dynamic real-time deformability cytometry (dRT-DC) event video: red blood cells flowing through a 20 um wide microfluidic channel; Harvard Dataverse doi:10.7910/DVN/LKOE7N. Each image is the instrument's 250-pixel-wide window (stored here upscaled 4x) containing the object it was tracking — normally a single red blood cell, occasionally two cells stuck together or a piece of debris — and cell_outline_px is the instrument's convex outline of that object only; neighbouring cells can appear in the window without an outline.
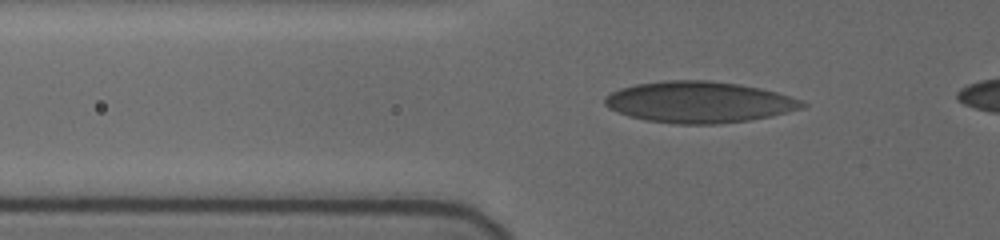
{"species": "human", "species_latin": "Homo sapiens", "temperature_condition": "cold", "stored_images_in_passage": 45, "camera_frame_rate_fps": 3000, "um_per_image_px": 0.085, "donor": {"sex": "female"}, "frame": {"image": 1, "passage_image": 12, "time_ms": 3.667, "image_size_px": [1000, 240], "cell_outline_px": [[808, 104], [804, 108], [768, 116], [748, 120], [716, 124], [676, 124], [648, 120], [628, 116], [608, 108], [604, 104], [604, 96], [620, 88], [636, 84], [668, 80], [708, 80], [740, 84], [760, 88], [776, 92], [800, 100]], "centroid_in_image_um": [59.39, 8.67], "position_along_channel_um": 66.4, "area_um2": 47.28}}
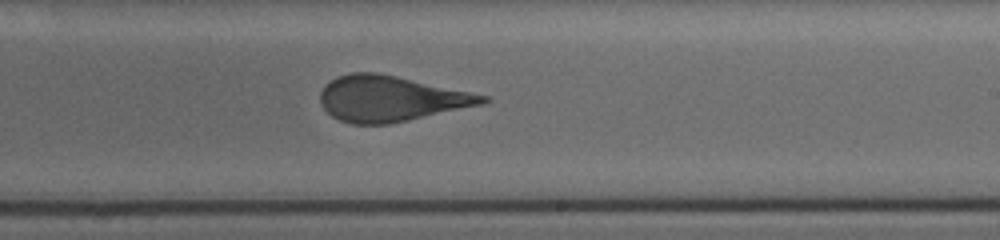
{"frame": {"image": 2, "passage_image": 28, "time_ms": 9.0, "image_size_px": [1000, 240], "cell_outline_px": [[492, 100], [484, 104], [408, 120], [388, 124], [352, 124], [340, 120], [332, 116], [320, 104], [320, 92], [324, 84], [336, 76], [352, 72], [376, 72], [396, 76], [488, 96]], "centroid_in_image_um": [33.17, 8.38], "position_along_channel_um": 255.8, "area_um2": 43.0}}
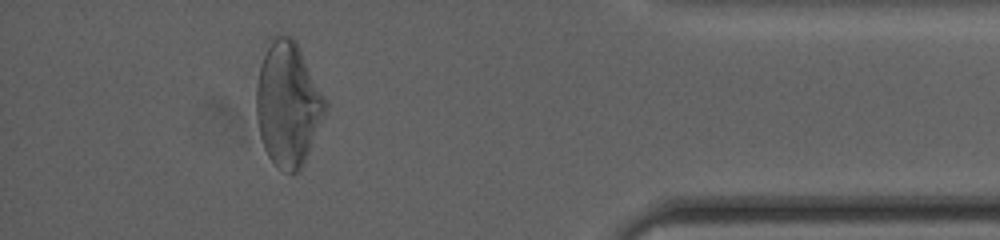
{"frame": {"image": 3, "passage_image": 43, "time_ms": 14.0, "image_size_px": [1000, 240], "cell_outline_px": [[328, 104], [324, 116], [304, 164], [300, 172], [284, 172], [276, 168], [268, 156], [264, 148], [260, 136], [256, 116], [256, 84], [260, 64], [268, 36], [276, 32], [292, 36], [296, 40]], "centroid_in_image_um": [24.44, 8.8], "position_along_channel_um": 410.8, "area_um2": 50.81}}